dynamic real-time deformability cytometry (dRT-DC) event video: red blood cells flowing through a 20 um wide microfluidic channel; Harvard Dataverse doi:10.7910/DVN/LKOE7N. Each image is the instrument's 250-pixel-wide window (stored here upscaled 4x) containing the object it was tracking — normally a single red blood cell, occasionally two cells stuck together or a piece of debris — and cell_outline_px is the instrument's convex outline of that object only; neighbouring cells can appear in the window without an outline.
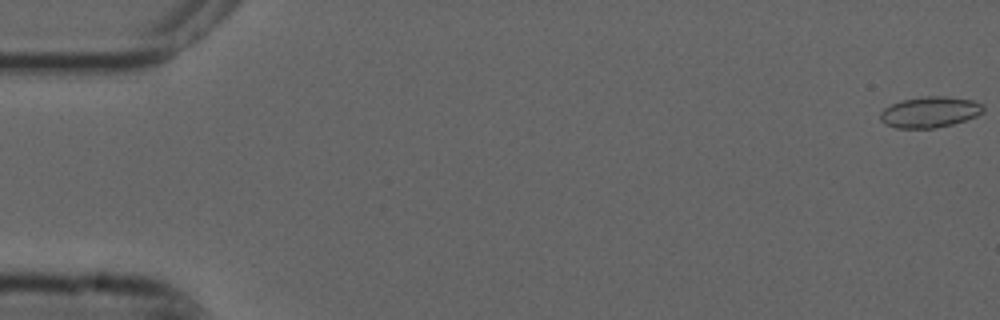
{"species": "common noctule bat (a hibernating species)", "species_latin": "Nyctalus noctula", "temperature_condition": "cold", "stored_images_in_passage": 7, "camera_frame_rate_fps": 3000, "um_per_image_px": 0.085, "animal": {"sex": "male", "forearm_length_mm": 52.5}, "frame": {"image": 1, "passage_image": 1, "time_ms": 0.0, "image_size_px": [1000, 320], "cell_outline_px": [[984, 112], [976, 116], [952, 124], [932, 128], [896, 128], [884, 124], [880, 120], [880, 112], [884, 108], [892, 104], [904, 100], [924, 96], [944, 96], [972, 100], [984, 104]], "centroid_in_image_um": [79.03, 9.52], "position_along_channel_um": 6.0, "area_um2": 18.5}}
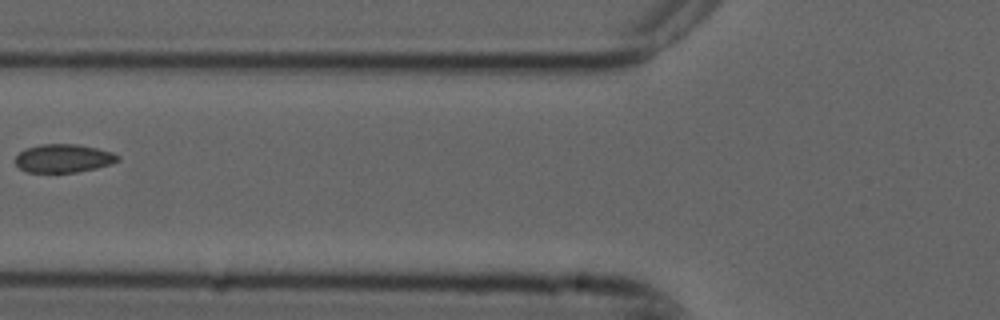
{"frame": {"image": 2, "passage_image": 6, "time_ms": 1.667, "image_size_px": [1000, 320], "cell_outline_px": [[120, 160], [112, 164], [96, 168], [76, 172], [28, 172], [20, 168], [16, 164], [16, 156], [24, 148], [40, 144], [76, 144], [96, 148], [112, 152], [120, 156]], "centroid_in_image_um": [5.41, 13.45], "position_along_channel_um": 120.4, "area_um2": 16.94}}
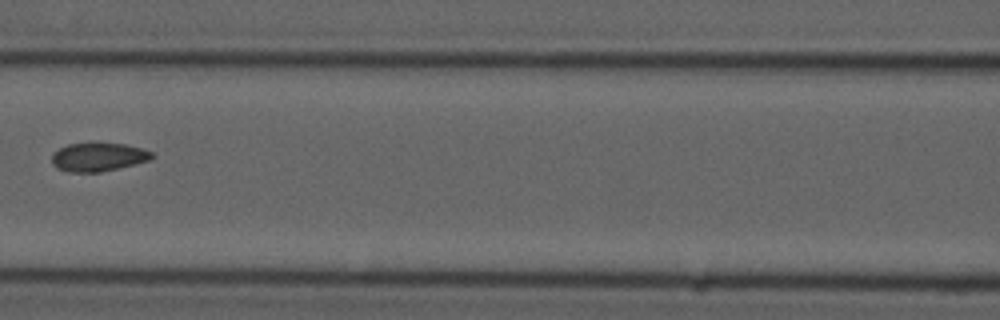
{"frame": {"image": 3, "passage_image": 7, "time_ms": 2.0, "image_size_px": [1000, 320], "cell_outline_px": [[156, 156], [148, 160], [100, 172], [68, 172], [56, 168], [52, 164], [52, 156], [60, 148], [68, 144], [124, 144], [144, 148], [152, 152]], "centroid_in_image_um": [8.35, 13.35], "position_along_channel_um": 158.2, "area_um2": 16.3}}